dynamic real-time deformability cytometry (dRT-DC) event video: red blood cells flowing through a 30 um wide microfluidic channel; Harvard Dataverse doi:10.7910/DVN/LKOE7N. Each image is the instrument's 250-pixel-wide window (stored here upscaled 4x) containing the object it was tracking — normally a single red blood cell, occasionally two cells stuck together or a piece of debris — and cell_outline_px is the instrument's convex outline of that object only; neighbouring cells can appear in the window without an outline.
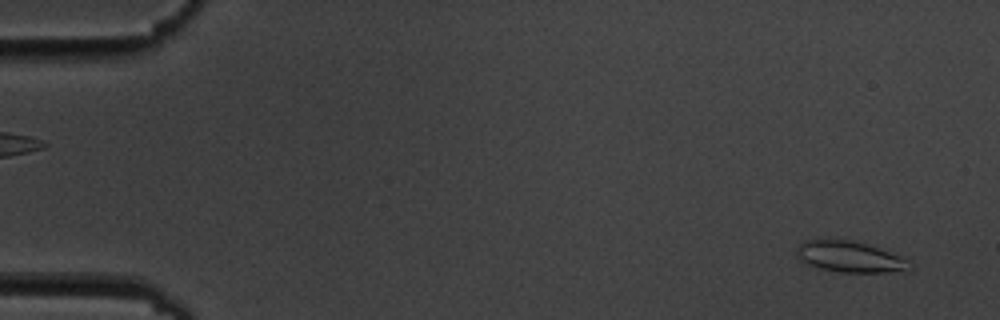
{"species": "common noctule bat (a hibernating species)", "species_latin": "Nyctalus noctula", "temperature_condition": "cold", "stored_images_in_passage": 6, "segment_of_instrument_passage": [1, 2], "camera_frame_rate_fps": 3000, "um_per_image_px": 0.085, "animal": {"sex": "male", "body_mass_g": 19.5, "forearm_length_mm": 54.6}, "frame": {"image": 1, "passage_image": 1, "time_ms": 0.0, "image_size_px": [1000, 320], "cell_outline_px": [[916, 268], [904, 272], [840, 272], [816, 268], [808, 264], [796, 256], [796, 248], [804, 240], [852, 240], [900, 256], [912, 264]], "centroid_in_image_um": [72.25, 21.86], "position_along_channel_um": 12.7, "area_um2": 20.35}}
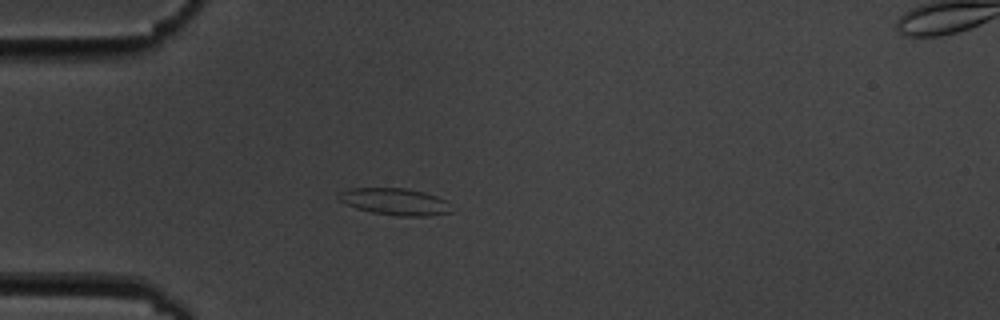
{"frame": {"image": 2, "passage_image": 5, "time_ms": 4.333, "image_size_px": [1000, 320], "cell_outline_px": [[452, 212], [428, 216], [396, 216], [372, 212], [356, 208], [344, 204], [336, 200], [336, 196], [340, 192], [348, 188], [404, 188], [424, 192], [436, 196], [444, 200]], "centroid_in_image_um": [33.48, 17.14], "position_along_channel_um": 51.5, "area_um2": 17.69}}